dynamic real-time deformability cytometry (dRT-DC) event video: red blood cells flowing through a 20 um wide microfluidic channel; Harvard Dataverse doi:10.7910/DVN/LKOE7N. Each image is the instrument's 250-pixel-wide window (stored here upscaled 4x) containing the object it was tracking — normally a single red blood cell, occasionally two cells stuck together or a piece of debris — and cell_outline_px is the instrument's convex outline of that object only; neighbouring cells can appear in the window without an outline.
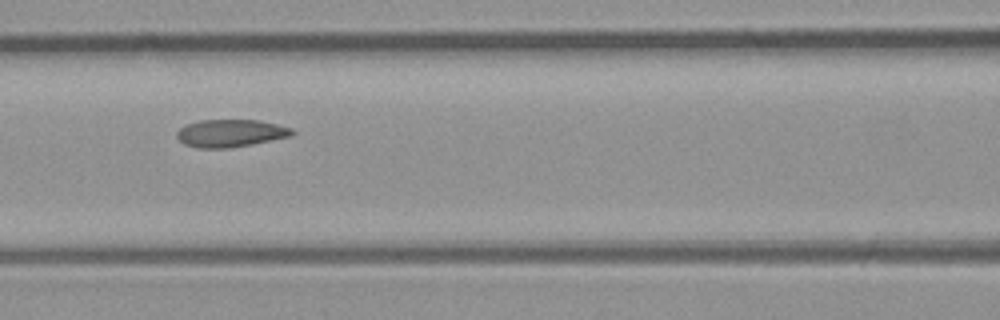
{"species": "common noctule bat (a hibernating species)", "species_latin": "Nyctalus noctula", "temperature_condition": "room temperature", "stored_images_in_passage": 8, "camera_frame_rate_fps": 3000, "um_per_image_px": 0.085, "animal": {"sex": "male", "body_mass_g": 23.1, "forearm_length_mm": 52.7}, "frame": {"image": 1, "passage_image": 8, "time_ms": 8.667, "image_size_px": [1000, 320], "cell_outline_px": [[296, 132], [292, 136], [252, 144], [228, 148], [196, 148], [184, 144], [176, 136], [176, 132], [180, 128], [188, 124], [200, 120], [260, 120], [292, 128]], "centroid_in_image_um": [19.61, 11.32], "position_along_channel_um": 147.0, "area_um2": 18.55}}